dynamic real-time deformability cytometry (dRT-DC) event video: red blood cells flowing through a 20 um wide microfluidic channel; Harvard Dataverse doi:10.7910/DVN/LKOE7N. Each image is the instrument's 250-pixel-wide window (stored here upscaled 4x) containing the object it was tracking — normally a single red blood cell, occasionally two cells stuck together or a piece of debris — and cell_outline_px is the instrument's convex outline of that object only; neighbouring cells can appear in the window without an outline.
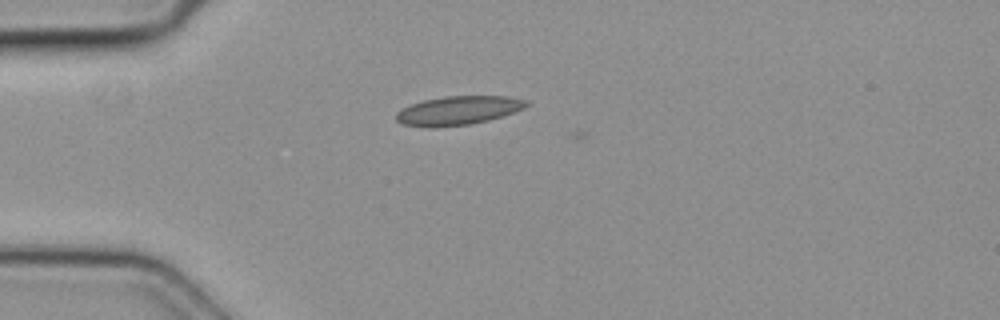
{"species": "common noctule bat (a hibernating species)", "species_latin": "Nyctalus noctula", "temperature_condition": "cold", "stored_images_in_passage": 2, "camera_frame_rate_fps": 3000, "um_per_image_px": 0.085, "animal": {"sex": "female", "body_mass_g": 19.3, "forearm_length_mm": 54.1}, "frame": {"image": 1, "passage_image": 1, "time_ms": 0.0, "image_size_px": [1000, 320], "cell_outline_px": [[528, 104], [524, 108], [488, 120], [468, 124], [432, 128], [424, 128], [404, 124], [396, 120], [396, 112], [412, 104], [424, 100], [444, 96], [508, 96], [528, 100]], "centroid_in_image_um": [38.92, 9.39], "position_along_channel_um": 46.1, "area_um2": 21.73}}